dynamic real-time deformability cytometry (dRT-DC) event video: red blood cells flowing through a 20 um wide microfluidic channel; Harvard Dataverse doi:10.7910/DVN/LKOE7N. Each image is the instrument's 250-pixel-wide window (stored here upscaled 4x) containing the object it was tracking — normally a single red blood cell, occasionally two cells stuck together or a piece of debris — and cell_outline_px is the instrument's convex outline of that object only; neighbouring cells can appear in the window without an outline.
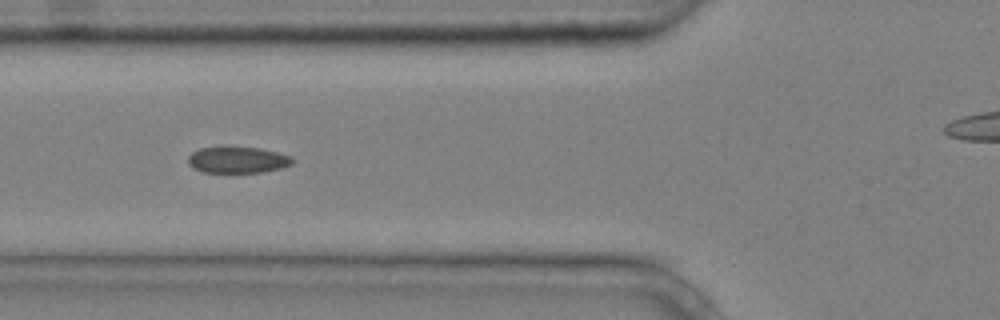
{"species": "common noctule bat (a hibernating species)", "species_latin": "Nyctalus noctula", "temperature_condition": "cold", "stored_images_in_passage": 7, "camera_frame_rate_fps": 3000, "um_per_image_px": 0.085, "animal": {"sex": "male", "body_mass_g": 20.4}, "frame": {"image": 1, "passage_image": 5, "time_ms": 1.333, "image_size_px": [1000, 320], "cell_outline_px": [[296, 160], [292, 164], [280, 168], [264, 172], [204, 172], [192, 168], [188, 164], [188, 156], [192, 152], [200, 148], [260, 148], [292, 156]], "centroid_in_image_um": [20.22, 13.6], "position_along_channel_um": 105.6, "area_um2": 15.84}}